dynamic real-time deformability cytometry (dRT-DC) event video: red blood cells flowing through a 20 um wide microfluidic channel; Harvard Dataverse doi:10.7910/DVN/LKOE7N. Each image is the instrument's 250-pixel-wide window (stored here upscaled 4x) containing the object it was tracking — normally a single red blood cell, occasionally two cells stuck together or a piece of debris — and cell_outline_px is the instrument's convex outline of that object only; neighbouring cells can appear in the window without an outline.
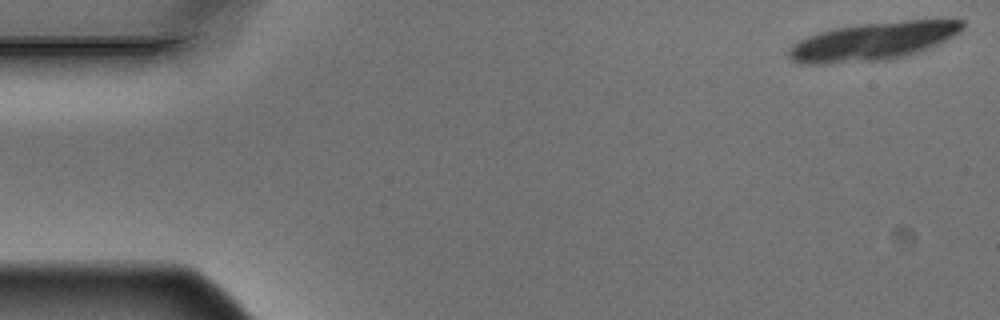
{"species": "Egyptian fruit bat (a non-hibernating species)", "species_latin": "Rousettus aegyptiacus", "temperature_condition": "warm", "stored_images_in_passage": 5, "camera_frame_rate_fps": 3000, "um_per_image_px": 0.085, "animal": {"sex": "male"}, "frame": {"image": 1, "passage_image": 1, "time_ms": 0.0, "image_size_px": [1000, 320], "cell_outline_px": [[964, 28], [940, 44], [904, 56], [888, 60], [824, 64], [800, 64], [792, 60], [788, 56], [788, 48], [792, 44], [808, 36], [832, 28], [856, 24], [904, 20], [964, 20]], "centroid_in_image_um": [74.16, 3.51], "position_along_channel_um": 10.8, "area_um2": 38.67}}
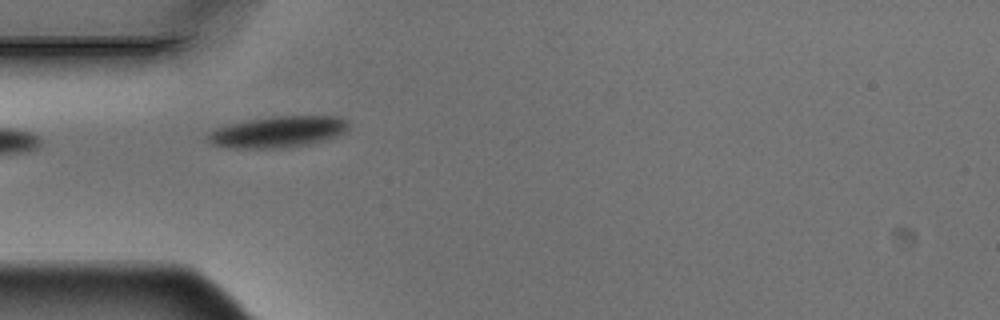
{"frame": {"image": 2, "passage_image": 4, "time_ms": 1.0, "image_size_px": [1000, 320], "cell_outline_px": [[348, 128], [344, 132], [336, 136], [308, 144], [276, 148], [228, 148], [208, 144], [204, 136], [208, 132], [216, 128], [228, 124], [248, 120], [276, 116], [340, 116], [348, 120]], "centroid_in_image_um": [23.55, 11.21], "position_along_channel_um": 61.5, "area_um2": 25.78}}
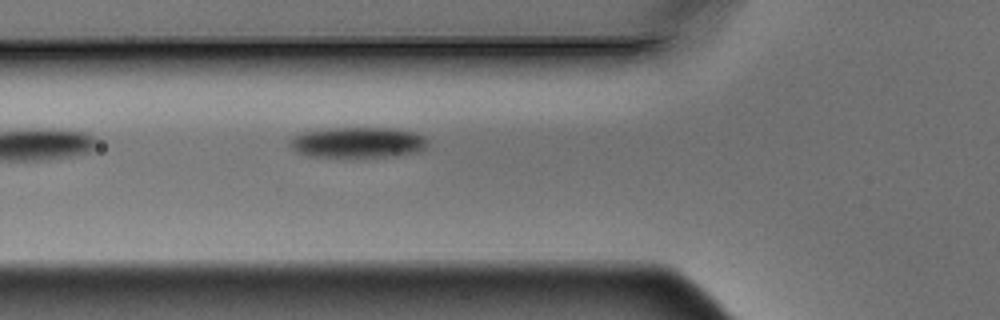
{"frame": {"image": 3, "passage_image": 5, "time_ms": 1.333, "image_size_px": [1000, 320], "cell_outline_px": [[428, 144], [420, 152], [396, 156], [308, 156], [296, 152], [288, 144], [296, 136], [304, 132], [324, 128], [396, 128], [412, 132], [424, 136], [428, 140]], "centroid_in_image_um": [30.46, 12.1], "position_along_channel_um": 95.3, "area_um2": 24.51}}